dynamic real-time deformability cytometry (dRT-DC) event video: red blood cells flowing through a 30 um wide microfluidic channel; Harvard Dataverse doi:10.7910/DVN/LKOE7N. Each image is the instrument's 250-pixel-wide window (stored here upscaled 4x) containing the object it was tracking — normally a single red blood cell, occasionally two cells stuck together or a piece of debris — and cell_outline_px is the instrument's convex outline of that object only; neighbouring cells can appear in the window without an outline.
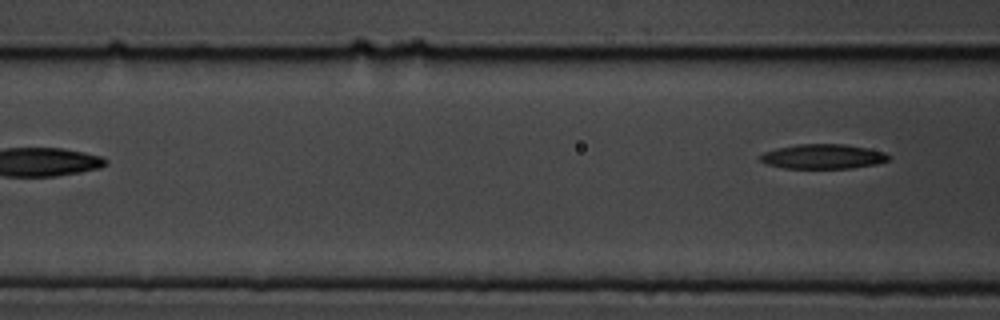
{"species": "common noctule bat (a hibernating species)", "species_latin": "Nyctalus noctula", "temperature_condition": "cold", "stored_images_in_passage": 7, "camera_frame_rate_fps": 3000, "um_per_image_px": 0.085, "animal": {"sex": "male", "body_mass_g": 19.5, "forearm_length_mm": 54.6}, "frame": {"image": 1, "passage_image": 7, "time_ms": 7.667, "image_size_px": [1000, 320], "cell_outline_px": [[892, 156], [888, 160], [876, 164], [852, 168], [784, 168], [768, 164], [760, 160], [760, 156], [764, 152], [776, 148], [796, 144], [844, 144], [868, 148], [884, 152]], "centroid_in_image_um": [69.97, 13.3], "position_along_channel_um": 96.6, "area_um2": 18.44}}